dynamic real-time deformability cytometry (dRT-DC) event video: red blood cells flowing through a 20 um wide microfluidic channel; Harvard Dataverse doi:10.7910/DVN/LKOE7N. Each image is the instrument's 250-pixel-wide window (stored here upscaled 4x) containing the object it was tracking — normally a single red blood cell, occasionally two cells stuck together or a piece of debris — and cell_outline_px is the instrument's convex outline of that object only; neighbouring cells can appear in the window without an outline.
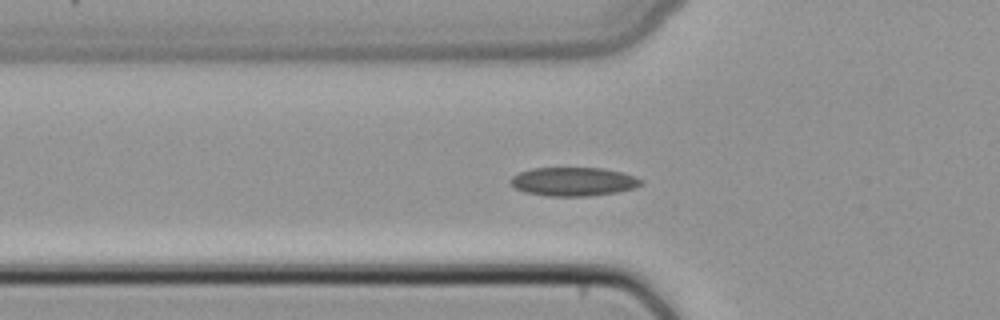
{"species": "common noctule bat (a hibernating species)", "species_latin": "Nyctalus noctula", "temperature_condition": "cold", "stored_images_in_passage": 40, "camera_frame_rate_fps": 3000, "um_per_image_px": 0.085, "animal": {"sex": "female", "body_mass_g": 22.7, "forearm_length_mm": 54.2}, "frame": {"image": 1, "passage_image": 7, "time_ms": 2.0, "image_size_px": [1000, 320], "cell_outline_px": [[644, 184], [632, 188], [616, 192], [588, 196], [548, 196], [524, 192], [516, 188], [508, 180], [512, 176], [520, 172], [532, 168], [600, 168], [624, 172], [644, 180]], "centroid_in_image_um": [48.75, 15.43], "position_along_channel_um": 77.1, "area_um2": 21.85}}
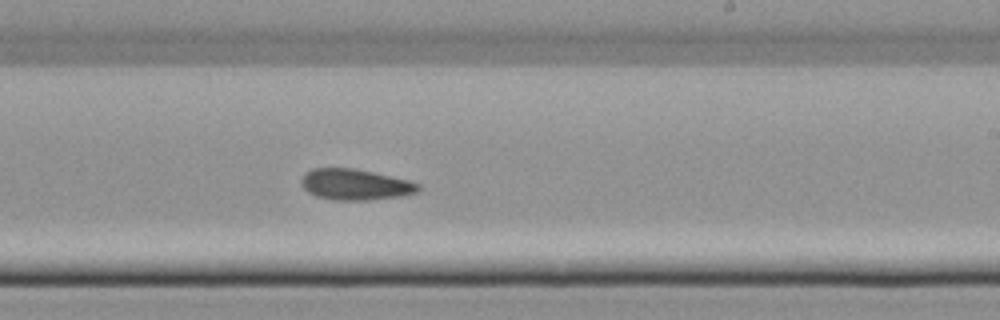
{"frame": {"image": 2, "passage_image": 20, "time_ms": 6.333, "image_size_px": [1000, 320], "cell_outline_px": [[420, 192], [400, 196], [368, 200], [332, 200], [316, 196], [308, 192], [300, 184], [300, 180], [304, 172], [312, 168], [352, 168], [372, 172], [408, 180], [420, 184]], "centroid_in_image_um": [30.16, 15.68], "position_along_channel_um": 258.8, "area_um2": 21.21}}
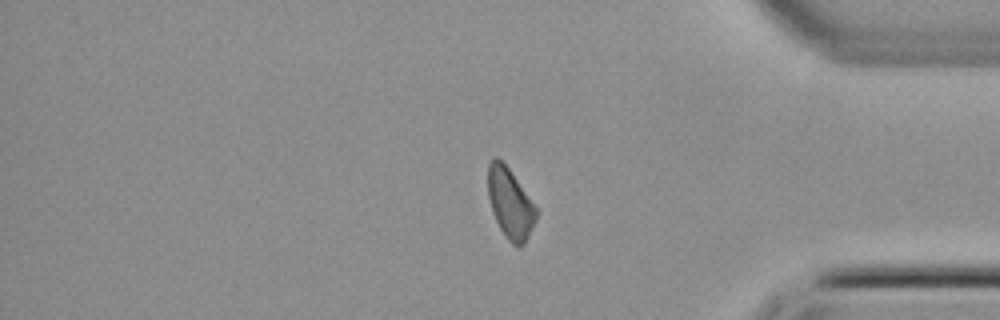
{"frame": {"image": 3, "passage_image": 31, "time_ms": 10.0, "image_size_px": [1000, 320], "cell_outline_px": [[536, 220], [524, 244], [520, 248], [512, 244], [508, 240], [500, 228], [492, 212], [488, 196], [488, 164], [496, 156], [508, 168], [536, 208]], "centroid_in_image_um": [43.34, 17.32], "position_along_channel_um": 391.9, "area_um2": 19.25}}